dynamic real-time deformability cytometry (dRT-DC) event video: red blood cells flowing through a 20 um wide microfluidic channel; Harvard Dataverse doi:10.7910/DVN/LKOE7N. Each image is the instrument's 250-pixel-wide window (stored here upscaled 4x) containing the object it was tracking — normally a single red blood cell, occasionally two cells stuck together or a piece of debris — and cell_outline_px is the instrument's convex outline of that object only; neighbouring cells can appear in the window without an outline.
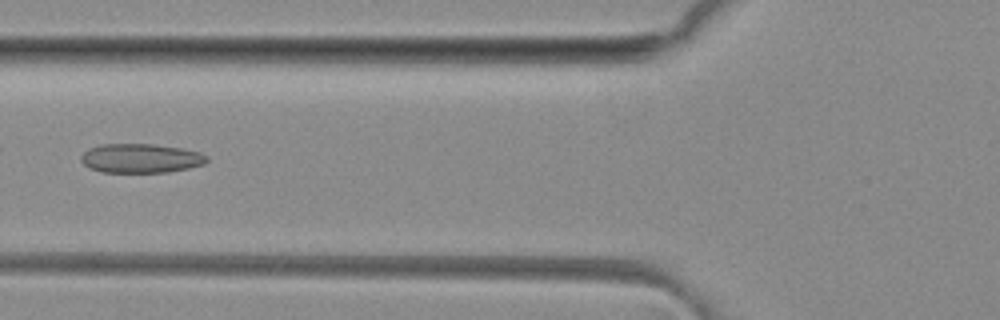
{"species": "common noctule bat (a hibernating species)", "species_latin": "Nyctalus noctula", "temperature_condition": "room temperature", "stored_images_in_passage": 45, "camera_frame_rate_fps": 3000, "um_per_image_px": 0.085, "animal": {"sex": "female", "body_mass_g": 29.2, "forearm_length_mm": 56.3}, "frame": {"image": 1, "passage_image": 14, "time_ms": 4.333, "image_size_px": [1000, 320], "cell_outline_px": [[208, 160], [204, 164], [188, 168], [168, 172], [100, 172], [88, 168], [80, 160], [80, 156], [88, 148], [100, 144], [152, 144], [184, 148], [200, 152], [208, 156]], "centroid_in_image_um": [11.95, 13.45], "position_along_channel_um": 113.8, "area_um2": 21.62}}
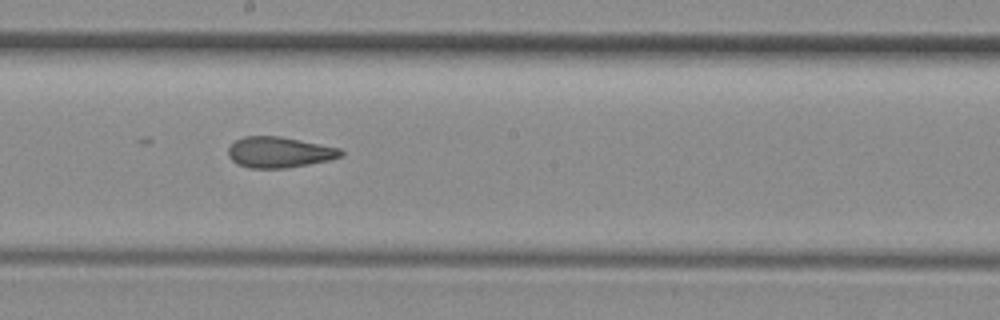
{"frame": {"image": 2, "passage_image": 22, "time_ms": 7.0, "image_size_px": [1000, 320], "cell_outline_px": [[344, 152], [340, 156], [328, 160], [308, 164], [284, 168], [248, 168], [236, 164], [228, 156], [228, 148], [236, 140], [244, 136], [280, 136], [340, 148]], "centroid_in_image_um": [23.7, 12.94], "position_along_channel_um": 224.5, "area_um2": 20.11}}
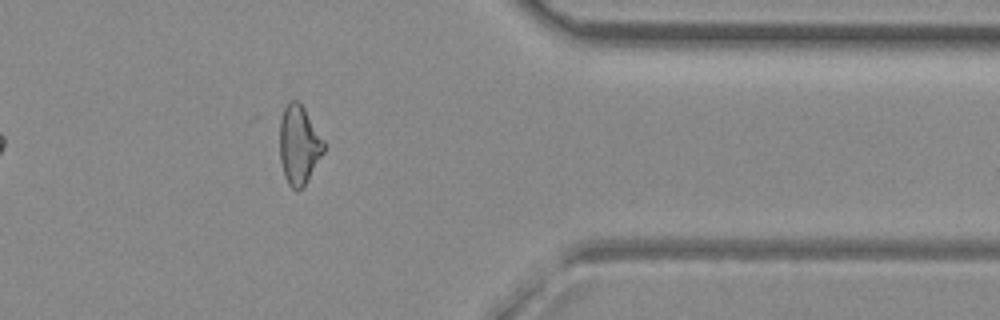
{"frame": {"image": 3, "passage_image": 35, "time_ms": 11.333, "image_size_px": [1000, 320], "cell_outline_px": [[324, 152], [304, 184], [300, 188], [292, 188], [288, 184], [284, 176], [280, 160], [280, 120], [284, 108], [288, 100], [296, 100], [304, 108], [324, 140]], "centroid_in_image_um": [25.39, 12.28], "position_along_channel_um": 386.0, "area_um2": 19.94}, "authors_computed_cell_mechanics": {"area_um2": 21.2126, "velocity_mm_per_s": 4.1462, "shape_relaxation_time_tau1_ms": null, "shape_relaxation_time_tau2_ms": 2.1393, "deformation_change_tau1": null, "deformation_change_tau2": 0.1132}}